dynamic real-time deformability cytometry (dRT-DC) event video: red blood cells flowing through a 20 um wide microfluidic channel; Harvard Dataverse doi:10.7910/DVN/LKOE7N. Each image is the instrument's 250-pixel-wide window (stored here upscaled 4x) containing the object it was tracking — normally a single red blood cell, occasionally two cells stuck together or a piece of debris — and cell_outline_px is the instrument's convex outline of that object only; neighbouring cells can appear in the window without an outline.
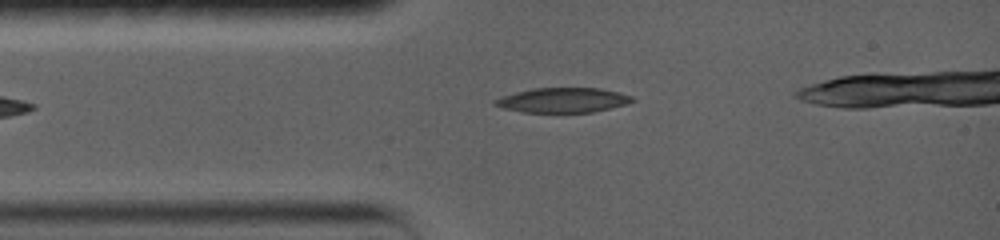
{"species": "common noctule bat (a hibernating species)", "species_latin": "Nyctalus noctula", "temperature_condition": "warm", "stored_images_in_passage": 3, "camera_frame_rate_fps": 5000, "um_per_image_px": 0.085, "animal": {"sex": "female", "body_mass_g": 19.0, "forearm_length_mm": 56.7}, "frame": {"image": 1, "passage_image": 2, "time_ms": 0.8, "image_size_px": [1000, 240], "cell_outline_px": [[636, 100], [628, 104], [592, 112], [524, 112], [504, 108], [492, 104], [492, 100], [500, 96], [532, 88], [600, 88], [632, 96]], "centroid_in_image_um": [47.82, 8.51], "position_along_channel_um": 37.2, "area_um2": 19.83}}